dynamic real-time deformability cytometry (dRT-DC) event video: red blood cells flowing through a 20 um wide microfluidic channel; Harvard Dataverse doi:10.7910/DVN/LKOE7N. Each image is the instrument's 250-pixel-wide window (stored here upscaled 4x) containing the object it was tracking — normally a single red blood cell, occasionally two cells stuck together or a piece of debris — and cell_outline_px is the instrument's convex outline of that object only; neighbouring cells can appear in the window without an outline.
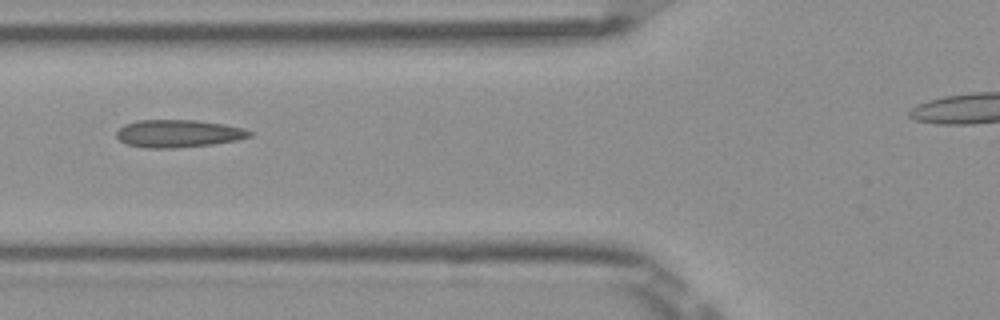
{"species": "Egyptian fruit bat (a non-hibernating species)", "species_latin": "Rousettus aegyptiacus", "temperature_condition": "room temperature", "stored_images_in_passage": 6, "camera_frame_rate_fps": 3000, "um_per_image_px": 0.085, "frame": {"image": 1, "passage_image": 6, "time_ms": 1.667, "image_size_px": [1000, 320], "cell_outline_px": [[252, 136], [236, 140], [212, 144], [176, 148], [144, 148], [128, 144], [120, 140], [116, 136], [116, 132], [124, 124], [136, 120], [196, 120], [224, 124], [244, 128], [252, 132]], "centroid_in_image_um": [15.15, 11.35], "position_along_channel_um": 110.7, "area_um2": 21.44}}